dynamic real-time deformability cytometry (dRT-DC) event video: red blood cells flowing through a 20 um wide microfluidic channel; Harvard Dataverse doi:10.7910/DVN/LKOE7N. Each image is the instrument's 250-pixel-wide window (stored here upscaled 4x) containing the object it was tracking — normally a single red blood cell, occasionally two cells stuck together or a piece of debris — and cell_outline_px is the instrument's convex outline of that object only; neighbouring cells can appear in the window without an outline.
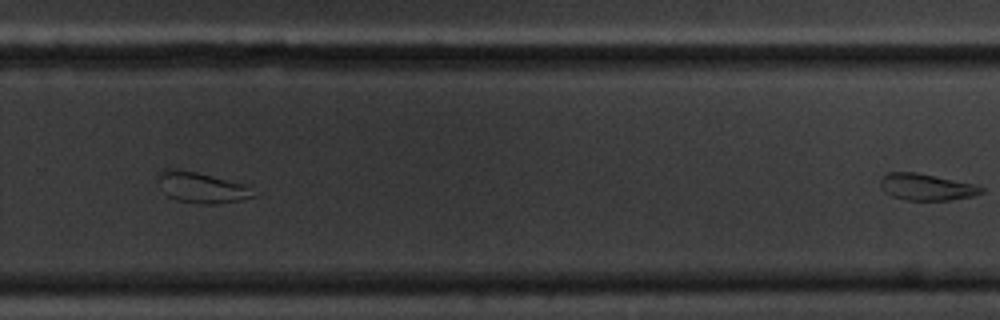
{"species": "common noctule bat (a hibernating species)", "species_latin": "Nyctalus noctula", "temperature_condition": "cold", "stored_images_in_passage": 31, "segment_of_instrument_passage": [2, 2], "camera_frame_rate_fps": 3000, "um_per_image_px": 0.085, "animal": {"sex": "male", "body_mass_g": 20.1, "forearm_length_mm": 53.5}, "frame": {"image": 1, "passage_image": 31, "time_ms": 10.0, "image_size_px": [1000, 320], "cell_outline_px": [[984, 192], [972, 196], [948, 200], [904, 200], [892, 196], [884, 192], [880, 188], [880, 180], [888, 172], [916, 172], [972, 184], [984, 188]], "centroid_in_image_um": [78.69, 15.9], "position_along_channel_um": 251.1, "area_um2": 15.49}}